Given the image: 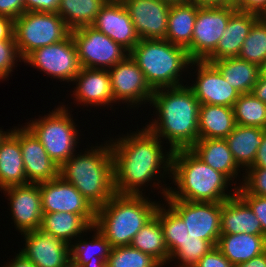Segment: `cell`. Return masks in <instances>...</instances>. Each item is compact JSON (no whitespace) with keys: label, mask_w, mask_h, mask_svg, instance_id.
Here are the masks:
<instances>
[{"label":"cell","mask_w":266,"mask_h":267,"mask_svg":"<svg viewBox=\"0 0 266 267\" xmlns=\"http://www.w3.org/2000/svg\"><path fill=\"white\" fill-rule=\"evenodd\" d=\"M110 140L115 194L143 195L140 191L142 186H146V182L148 184L156 180L158 173L160 178L161 175L165 178L166 174L171 178L169 172H171L173 151L169 149L164 152L162 140L146 127L135 133H127V136Z\"/></svg>","instance_id":"obj_1"},{"label":"cell","mask_w":266,"mask_h":267,"mask_svg":"<svg viewBox=\"0 0 266 267\" xmlns=\"http://www.w3.org/2000/svg\"><path fill=\"white\" fill-rule=\"evenodd\" d=\"M151 104L157 110V120L153 119L146 128L160 140H168L172 151L190 149L199 140L200 102L189 84L154 90Z\"/></svg>","instance_id":"obj_2"},{"label":"cell","mask_w":266,"mask_h":267,"mask_svg":"<svg viewBox=\"0 0 266 267\" xmlns=\"http://www.w3.org/2000/svg\"><path fill=\"white\" fill-rule=\"evenodd\" d=\"M171 179L174 189L163 187L161 180L153 183L155 187L162 189L165 199H179L192 202H224L237 194L236 181L233 182V193L226 190L230 179L219 171L199 159L190 149H178L172 152ZM159 183H161L159 186ZM163 187V188H161ZM169 187V188H168ZM177 189V190H175ZM227 191V193L225 192Z\"/></svg>","instance_id":"obj_3"},{"label":"cell","mask_w":266,"mask_h":267,"mask_svg":"<svg viewBox=\"0 0 266 267\" xmlns=\"http://www.w3.org/2000/svg\"><path fill=\"white\" fill-rule=\"evenodd\" d=\"M90 148L63 163L59 167V176L71 183L97 209L115 195L113 156L110 140L104 146Z\"/></svg>","instance_id":"obj_4"},{"label":"cell","mask_w":266,"mask_h":267,"mask_svg":"<svg viewBox=\"0 0 266 267\" xmlns=\"http://www.w3.org/2000/svg\"><path fill=\"white\" fill-rule=\"evenodd\" d=\"M144 196L115 194L96 209L93 226L111 247L130 245L134 236L155 215L158 202Z\"/></svg>","instance_id":"obj_5"},{"label":"cell","mask_w":266,"mask_h":267,"mask_svg":"<svg viewBox=\"0 0 266 267\" xmlns=\"http://www.w3.org/2000/svg\"><path fill=\"white\" fill-rule=\"evenodd\" d=\"M129 55L153 90L183 85L181 72L191 62L184 47L165 39H140Z\"/></svg>","instance_id":"obj_6"},{"label":"cell","mask_w":266,"mask_h":267,"mask_svg":"<svg viewBox=\"0 0 266 267\" xmlns=\"http://www.w3.org/2000/svg\"><path fill=\"white\" fill-rule=\"evenodd\" d=\"M64 105H59L48 115L28 122L25 126L42 143L49 157L60 167L76 152L79 130Z\"/></svg>","instance_id":"obj_7"},{"label":"cell","mask_w":266,"mask_h":267,"mask_svg":"<svg viewBox=\"0 0 266 267\" xmlns=\"http://www.w3.org/2000/svg\"><path fill=\"white\" fill-rule=\"evenodd\" d=\"M166 206L159 203L155 216L163 230L169 263L176 259L180 264L178 267H194L214 246L194 234L184 220L169 205L167 209Z\"/></svg>","instance_id":"obj_8"},{"label":"cell","mask_w":266,"mask_h":267,"mask_svg":"<svg viewBox=\"0 0 266 267\" xmlns=\"http://www.w3.org/2000/svg\"><path fill=\"white\" fill-rule=\"evenodd\" d=\"M14 38L22 60L32 51L66 39L71 29L58 13L24 12L14 20Z\"/></svg>","instance_id":"obj_9"},{"label":"cell","mask_w":266,"mask_h":267,"mask_svg":"<svg viewBox=\"0 0 266 267\" xmlns=\"http://www.w3.org/2000/svg\"><path fill=\"white\" fill-rule=\"evenodd\" d=\"M70 34L81 67L108 70L129 55L120 44L92 26L73 29Z\"/></svg>","instance_id":"obj_10"},{"label":"cell","mask_w":266,"mask_h":267,"mask_svg":"<svg viewBox=\"0 0 266 267\" xmlns=\"http://www.w3.org/2000/svg\"><path fill=\"white\" fill-rule=\"evenodd\" d=\"M234 6L199 7L191 44L186 48L191 61H204L216 48Z\"/></svg>","instance_id":"obj_11"},{"label":"cell","mask_w":266,"mask_h":267,"mask_svg":"<svg viewBox=\"0 0 266 267\" xmlns=\"http://www.w3.org/2000/svg\"><path fill=\"white\" fill-rule=\"evenodd\" d=\"M23 61L51 78L65 82H73L82 68L71 34L61 42L32 51Z\"/></svg>","instance_id":"obj_12"},{"label":"cell","mask_w":266,"mask_h":267,"mask_svg":"<svg viewBox=\"0 0 266 267\" xmlns=\"http://www.w3.org/2000/svg\"><path fill=\"white\" fill-rule=\"evenodd\" d=\"M108 72L114 102H128V107L129 105L131 107L138 105L139 107L143 102L144 104L150 103L154 90L147 83L144 73L130 55L108 69Z\"/></svg>","instance_id":"obj_13"},{"label":"cell","mask_w":266,"mask_h":267,"mask_svg":"<svg viewBox=\"0 0 266 267\" xmlns=\"http://www.w3.org/2000/svg\"><path fill=\"white\" fill-rule=\"evenodd\" d=\"M201 239L217 246L221 221V202H192L179 199H164Z\"/></svg>","instance_id":"obj_14"},{"label":"cell","mask_w":266,"mask_h":267,"mask_svg":"<svg viewBox=\"0 0 266 267\" xmlns=\"http://www.w3.org/2000/svg\"><path fill=\"white\" fill-rule=\"evenodd\" d=\"M197 66L195 84L190 89L200 104L232 107L240 93L229 85L220 71L207 61H191V66Z\"/></svg>","instance_id":"obj_15"},{"label":"cell","mask_w":266,"mask_h":267,"mask_svg":"<svg viewBox=\"0 0 266 267\" xmlns=\"http://www.w3.org/2000/svg\"><path fill=\"white\" fill-rule=\"evenodd\" d=\"M25 247L20 251L37 267H71V246L41 229L23 232Z\"/></svg>","instance_id":"obj_16"},{"label":"cell","mask_w":266,"mask_h":267,"mask_svg":"<svg viewBox=\"0 0 266 267\" xmlns=\"http://www.w3.org/2000/svg\"><path fill=\"white\" fill-rule=\"evenodd\" d=\"M9 198L12 219L20 233L40 229L43 210L40 183H27L3 189Z\"/></svg>","instance_id":"obj_17"},{"label":"cell","mask_w":266,"mask_h":267,"mask_svg":"<svg viewBox=\"0 0 266 267\" xmlns=\"http://www.w3.org/2000/svg\"><path fill=\"white\" fill-rule=\"evenodd\" d=\"M139 39H165L170 4L160 0H121Z\"/></svg>","instance_id":"obj_18"},{"label":"cell","mask_w":266,"mask_h":267,"mask_svg":"<svg viewBox=\"0 0 266 267\" xmlns=\"http://www.w3.org/2000/svg\"><path fill=\"white\" fill-rule=\"evenodd\" d=\"M43 213L68 212L79 215H95L96 209L69 182L60 176L40 183Z\"/></svg>","instance_id":"obj_19"},{"label":"cell","mask_w":266,"mask_h":267,"mask_svg":"<svg viewBox=\"0 0 266 267\" xmlns=\"http://www.w3.org/2000/svg\"><path fill=\"white\" fill-rule=\"evenodd\" d=\"M91 26L120 44L128 52L140 40L121 0H108Z\"/></svg>","instance_id":"obj_20"},{"label":"cell","mask_w":266,"mask_h":267,"mask_svg":"<svg viewBox=\"0 0 266 267\" xmlns=\"http://www.w3.org/2000/svg\"><path fill=\"white\" fill-rule=\"evenodd\" d=\"M19 145L28 183L39 184L59 176V167L25 125L19 128Z\"/></svg>","instance_id":"obj_21"},{"label":"cell","mask_w":266,"mask_h":267,"mask_svg":"<svg viewBox=\"0 0 266 267\" xmlns=\"http://www.w3.org/2000/svg\"><path fill=\"white\" fill-rule=\"evenodd\" d=\"M76 83L74 100L77 104H89L90 106L104 107L115 103L111 91L110 75L107 69H80V72L73 79ZM80 102V103H79Z\"/></svg>","instance_id":"obj_22"},{"label":"cell","mask_w":266,"mask_h":267,"mask_svg":"<svg viewBox=\"0 0 266 267\" xmlns=\"http://www.w3.org/2000/svg\"><path fill=\"white\" fill-rule=\"evenodd\" d=\"M257 20L256 13L236 9L231 14L215 50L204 61L211 63L216 60L238 57L244 40Z\"/></svg>","instance_id":"obj_23"},{"label":"cell","mask_w":266,"mask_h":267,"mask_svg":"<svg viewBox=\"0 0 266 267\" xmlns=\"http://www.w3.org/2000/svg\"><path fill=\"white\" fill-rule=\"evenodd\" d=\"M27 183L19 145V127H14L0 141V191Z\"/></svg>","instance_id":"obj_24"},{"label":"cell","mask_w":266,"mask_h":267,"mask_svg":"<svg viewBox=\"0 0 266 267\" xmlns=\"http://www.w3.org/2000/svg\"><path fill=\"white\" fill-rule=\"evenodd\" d=\"M220 231L221 234L263 235L260 221L238 194L221 202Z\"/></svg>","instance_id":"obj_25"},{"label":"cell","mask_w":266,"mask_h":267,"mask_svg":"<svg viewBox=\"0 0 266 267\" xmlns=\"http://www.w3.org/2000/svg\"><path fill=\"white\" fill-rule=\"evenodd\" d=\"M95 215H79L68 212L43 213L40 229L63 240L71 246V240L92 231ZM83 232V233H82Z\"/></svg>","instance_id":"obj_26"},{"label":"cell","mask_w":266,"mask_h":267,"mask_svg":"<svg viewBox=\"0 0 266 267\" xmlns=\"http://www.w3.org/2000/svg\"><path fill=\"white\" fill-rule=\"evenodd\" d=\"M190 150L212 169L234 181L240 173L225 139H199ZM239 171V173H238Z\"/></svg>","instance_id":"obj_27"},{"label":"cell","mask_w":266,"mask_h":267,"mask_svg":"<svg viewBox=\"0 0 266 267\" xmlns=\"http://www.w3.org/2000/svg\"><path fill=\"white\" fill-rule=\"evenodd\" d=\"M216 247L236 266L265 252L266 237L247 233L221 234Z\"/></svg>","instance_id":"obj_28"},{"label":"cell","mask_w":266,"mask_h":267,"mask_svg":"<svg viewBox=\"0 0 266 267\" xmlns=\"http://www.w3.org/2000/svg\"><path fill=\"white\" fill-rule=\"evenodd\" d=\"M265 130L236 124L234 130L225 138L235 162L240 168H244L243 170L253 165Z\"/></svg>","instance_id":"obj_29"},{"label":"cell","mask_w":266,"mask_h":267,"mask_svg":"<svg viewBox=\"0 0 266 267\" xmlns=\"http://www.w3.org/2000/svg\"><path fill=\"white\" fill-rule=\"evenodd\" d=\"M235 126L232 107L200 104L199 139H225Z\"/></svg>","instance_id":"obj_30"},{"label":"cell","mask_w":266,"mask_h":267,"mask_svg":"<svg viewBox=\"0 0 266 267\" xmlns=\"http://www.w3.org/2000/svg\"><path fill=\"white\" fill-rule=\"evenodd\" d=\"M199 7L191 2L170 5L165 40L186 49L192 41Z\"/></svg>","instance_id":"obj_31"},{"label":"cell","mask_w":266,"mask_h":267,"mask_svg":"<svg viewBox=\"0 0 266 267\" xmlns=\"http://www.w3.org/2000/svg\"><path fill=\"white\" fill-rule=\"evenodd\" d=\"M92 230L95 232L92 240L81 239L71 244V267H107L112 247L96 227L92 226Z\"/></svg>","instance_id":"obj_32"},{"label":"cell","mask_w":266,"mask_h":267,"mask_svg":"<svg viewBox=\"0 0 266 267\" xmlns=\"http://www.w3.org/2000/svg\"><path fill=\"white\" fill-rule=\"evenodd\" d=\"M240 94L251 93L260 76L259 66L239 57L211 62Z\"/></svg>","instance_id":"obj_33"},{"label":"cell","mask_w":266,"mask_h":267,"mask_svg":"<svg viewBox=\"0 0 266 267\" xmlns=\"http://www.w3.org/2000/svg\"><path fill=\"white\" fill-rule=\"evenodd\" d=\"M130 245L153 256L162 265L169 263V251L164 241L163 230L155 215L139 230Z\"/></svg>","instance_id":"obj_34"},{"label":"cell","mask_w":266,"mask_h":267,"mask_svg":"<svg viewBox=\"0 0 266 267\" xmlns=\"http://www.w3.org/2000/svg\"><path fill=\"white\" fill-rule=\"evenodd\" d=\"M108 0H61L58 15L71 29L91 26Z\"/></svg>","instance_id":"obj_35"},{"label":"cell","mask_w":266,"mask_h":267,"mask_svg":"<svg viewBox=\"0 0 266 267\" xmlns=\"http://www.w3.org/2000/svg\"><path fill=\"white\" fill-rule=\"evenodd\" d=\"M232 108L236 124L266 129V104L252 93L240 94Z\"/></svg>","instance_id":"obj_36"},{"label":"cell","mask_w":266,"mask_h":267,"mask_svg":"<svg viewBox=\"0 0 266 267\" xmlns=\"http://www.w3.org/2000/svg\"><path fill=\"white\" fill-rule=\"evenodd\" d=\"M107 267H162L153 256L131 245L112 247L106 261Z\"/></svg>","instance_id":"obj_37"},{"label":"cell","mask_w":266,"mask_h":267,"mask_svg":"<svg viewBox=\"0 0 266 267\" xmlns=\"http://www.w3.org/2000/svg\"><path fill=\"white\" fill-rule=\"evenodd\" d=\"M238 57L260 66L266 59V24L259 19L242 44Z\"/></svg>","instance_id":"obj_38"},{"label":"cell","mask_w":266,"mask_h":267,"mask_svg":"<svg viewBox=\"0 0 266 267\" xmlns=\"http://www.w3.org/2000/svg\"><path fill=\"white\" fill-rule=\"evenodd\" d=\"M243 184L237 186V194L266 196V167L248 168L244 171Z\"/></svg>","instance_id":"obj_39"},{"label":"cell","mask_w":266,"mask_h":267,"mask_svg":"<svg viewBox=\"0 0 266 267\" xmlns=\"http://www.w3.org/2000/svg\"><path fill=\"white\" fill-rule=\"evenodd\" d=\"M20 59L15 39L0 40V80L9 77L18 60L21 62Z\"/></svg>","instance_id":"obj_40"},{"label":"cell","mask_w":266,"mask_h":267,"mask_svg":"<svg viewBox=\"0 0 266 267\" xmlns=\"http://www.w3.org/2000/svg\"><path fill=\"white\" fill-rule=\"evenodd\" d=\"M252 209L261 223L263 235L266 237V196L238 194Z\"/></svg>","instance_id":"obj_41"},{"label":"cell","mask_w":266,"mask_h":267,"mask_svg":"<svg viewBox=\"0 0 266 267\" xmlns=\"http://www.w3.org/2000/svg\"><path fill=\"white\" fill-rule=\"evenodd\" d=\"M194 267H235L217 248L213 247Z\"/></svg>","instance_id":"obj_42"},{"label":"cell","mask_w":266,"mask_h":267,"mask_svg":"<svg viewBox=\"0 0 266 267\" xmlns=\"http://www.w3.org/2000/svg\"><path fill=\"white\" fill-rule=\"evenodd\" d=\"M61 0H24L25 12L57 13Z\"/></svg>","instance_id":"obj_43"},{"label":"cell","mask_w":266,"mask_h":267,"mask_svg":"<svg viewBox=\"0 0 266 267\" xmlns=\"http://www.w3.org/2000/svg\"><path fill=\"white\" fill-rule=\"evenodd\" d=\"M24 12V0H0V16L15 20Z\"/></svg>","instance_id":"obj_44"},{"label":"cell","mask_w":266,"mask_h":267,"mask_svg":"<svg viewBox=\"0 0 266 267\" xmlns=\"http://www.w3.org/2000/svg\"><path fill=\"white\" fill-rule=\"evenodd\" d=\"M266 6V0H242L235 8L258 14Z\"/></svg>","instance_id":"obj_45"},{"label":"cell","mask_w":266,"mask_h":267,"mask_svg":"<svg viewBox=\"0 0 266 267\" xmlns=\"http://www.w3.org/2000/svg\"><path fill=\"white\" fill-rule=\"evenodd\" d=\"M14 20L0 16V40L15 39L14 38Z\"/></svg>","instance_id":"obj_46"},{"label":"cell","mask_w":266,"mask_h":267,"mask_svg":"<svg viewBox=\"0 0 266 267\" xmlns=\"http://www.w3.org/2000/svg\"><path fill=\"white\" fill-rule=\"evenodd\" d=\"M266 167V130L263 134V142L258 148V152L253 165L250 168Z\"/></svg>","instance_id":"obj_47"},{"label":"cell","mask_w":266,"mask_h":267,"mask_svg":"<svg viewBox=\"0 0 266 267\" xmlns=\"http://www.w3.org/2000/svg\"><path fill=\"white\" fill-rule=\"evenodd\" d=\"M251 93L266 104V77L259 76Z\"/></svg>","instance_id":"obj_48"},{"label":"cell","mask_w":266,"mask_h":267,"mask_svg":"<svg viewBox=\"0 0 266 267\" xmlns=\"http://www.w3.org/2000/svg\"><path fill=\"white\" fill-rule=\"evenodd\" d=\"M3 267H37L32 261L26 258L22 253H17L13 261L7 262Z\"/></svg>","instance_id":"obj_49"},{"label":"cell","mask_w":266,"mask_h":267,"mask_svg":"<svg viewBox=\"0 0 266 267\" xmlns=\"http://www.w3.org/2000/svg\"><path fill=\"white\" fill-rule=\"evenodd\" d=\"M235 267H266V251L256 257H253L249 261L236 265Z\"/></svg>","instance_id":"obj_50"},{"label":"cell","mask_w":266,"mask_h":267,"mask_svg":"<svg viewBox=\"0 0 266 267\" xmlns=\"http://www.w3.org/2000/svg\"><path fill=\"white\" fill-rule=\"evenodd\" d=\"M190 2L200 7L225 6V0H190Z\"/></svg>","instance_id":"obj_51"},{"label":"cell","mask_w":266,"mask_h":267,"mask_svg":"<svg viewBox=\"0 0 266 267\" xmlns=\"http://www.w3.org/2000/svg\"><path fill=\"white\" fill-rule=\"evenodd\" d=\"M257 15L258 19L266 24V6Z\"/></svg>","instance_id":"obj_52"},{"label":"cell","mask_w":266,"mask_h":267,"mask_svg":"<svg viewBox=\"0 0 266 267\" xmlns=\"http://www.w3.org/2000/svg\"><path fill=\"white\" fill-rule=\"evenodd\" d=\"M169 3L170 5L172 4H184V3H189L190 0H160Z\"/></svg>","instance_id":"obj_53"},{"label":"cell","mask_w":266,"mask_h":267,"mask_svg":"<svg viewBox=\"0 0 266 267\" xmlns=\"http://www.w3.org/2000/svg\"><path fill=\"white\" fill-rule=\"evenodd\" d=\"M260 76L266 77V59L259 66Z\"/></svg>","instance_id":"obj_54"},{"label":"cell","mask_w":266,"mask_h":267,"mask_svg":"<svg viewBox=\"0 0 266 267\" xmlns=\"http://www.w3.org/2000/svg\"><path fill=\"white\" fill-rule=\"evenodd\" d=\"M242 0H225V6L236 7Z\"/></svg>","instance_id":"obj_55"},{"label":"cell","mask_w":266,"mask_h":267,"mask_svg":"<svg viewBox=\"0 0 266 267\" xmlns=\"http://www.w3.org/2000/svg\"><path fill=\"white\" fill-rule=\"evenodd\" d=\"M7 133H8L7 131H3L0 129V141L5 137Z\"/></svg>","instance_id":"obj_56"}]
</instances>
